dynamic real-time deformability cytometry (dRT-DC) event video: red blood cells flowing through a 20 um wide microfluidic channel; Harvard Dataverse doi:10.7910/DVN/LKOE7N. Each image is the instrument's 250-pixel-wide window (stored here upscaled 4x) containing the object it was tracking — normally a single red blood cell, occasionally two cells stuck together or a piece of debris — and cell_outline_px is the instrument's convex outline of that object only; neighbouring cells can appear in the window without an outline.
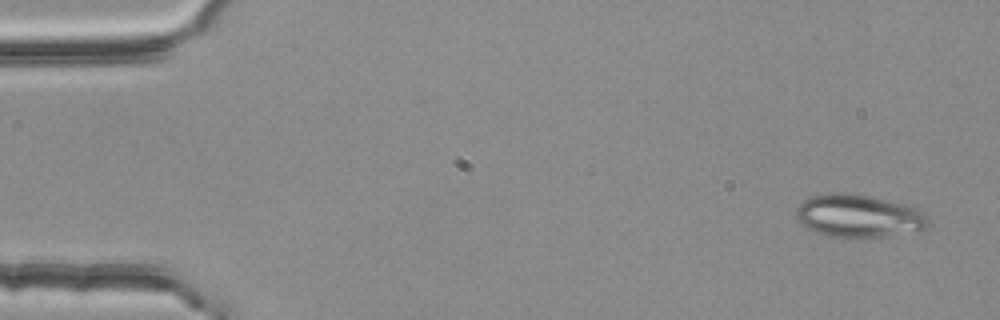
{"species": "common noctule bat (a hibernating species)", "species_latin": "Nyctalus noctula", "temperature_condition": "room temperature", "stored_images_in_passage": 4, "camera_frame_rate_fps": 3000, "um_per_image_px": 0.085, "animal": {"sex": "female", "body_mass_g": 25.1}, "frame": {"image": 1, "passage_image": 1, "time_ms": 0.0, "image_size_px": [1000, 320], "cell_outline_px": [[932, 224], [928, 228], [884, 236], [828, 236], [816, 232], [800, 224], [796, 216], [796, 208], [804, 200], [812, 196], [836, 192], [844, 192], [868, 196], [904, 204], [916, 208], [924, 212], [928, 216]], "centroid_in_image_um": [73.0, 18.34], "position_along_channel_um": 12.0, "area_um2": 32.6}}